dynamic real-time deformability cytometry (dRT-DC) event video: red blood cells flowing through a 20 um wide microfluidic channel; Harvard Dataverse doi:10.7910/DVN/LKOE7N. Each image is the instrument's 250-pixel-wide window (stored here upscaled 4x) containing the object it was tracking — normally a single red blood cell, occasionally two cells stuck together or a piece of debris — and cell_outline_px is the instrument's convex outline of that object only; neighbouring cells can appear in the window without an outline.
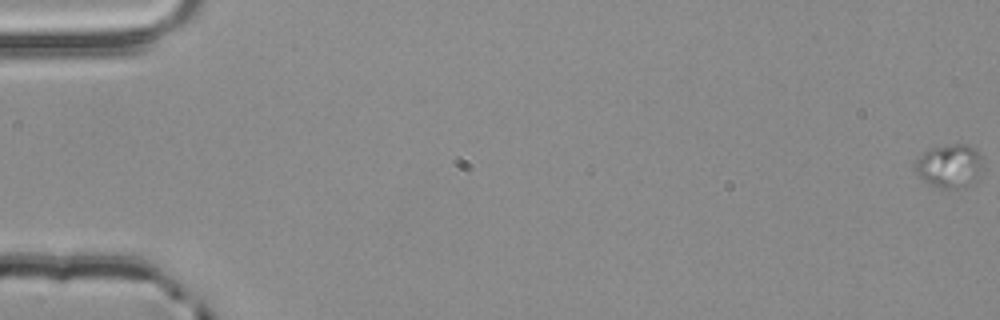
{"species": "common noctule bat (a hibernating species)", "species_latin": "Nyctalus noctula", "temperature_condition": "room temperature", "stored_images_in_passage": 14, "segment_of_instrument_passage": [1, 2], "camera_frame_rate_fps": 3000, "um_per_image_px": 0.085, "animal": {"sex": "male", "body_mass_g": 20.4}, "frame": {"image": 1, "passage_image": 1, "time_ms": 0.0, "image_size_px": [1000, 320], "cell_outline_px": [[984, 168], [976, 180], [964, 188], [940, 188], [928, 184], [916, 172], [916, 160], [924, 152], [932, 148], [952, 144], [968, 144], [976, 148], [984, 160]], "centroid_in_image_um": [80.79, 14.11], "position_along_channel_um": 4.2, "area_um2": 17.4}}